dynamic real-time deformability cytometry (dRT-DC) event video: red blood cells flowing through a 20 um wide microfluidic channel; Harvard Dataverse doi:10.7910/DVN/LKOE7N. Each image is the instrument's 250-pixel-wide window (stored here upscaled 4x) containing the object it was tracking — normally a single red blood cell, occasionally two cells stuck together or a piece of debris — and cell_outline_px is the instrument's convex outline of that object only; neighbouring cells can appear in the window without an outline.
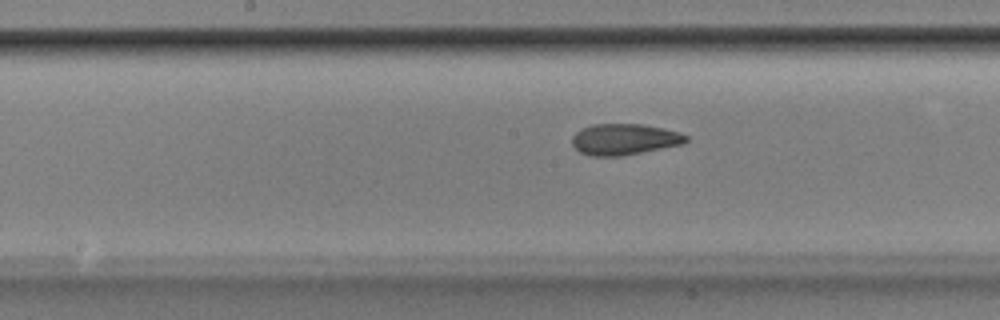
{"species": "Egyptian fruit bat (a non-hibernating species)", "species_latin": "Rousettus aegyptiacus", "temperature_condition": "room temperature", "stored_images_in_passage": 20, "camera_frame_rate_fps": 3000, "um_per_image_px": 0.085, "animal": {"sex": "male"}, "frame": {"image": 1, "passage_image": 17, "time_ms": 5.333, "image_size_px": [1000, 320], "cell_outline_px": [[688, 140], [684, 144], [624, 156], [588, 156], [580, 152], [572, 144], [572, 136], [580, 128], [592, 124], [644, 124], [664, 128], [680, 132], [688, 136]], "centroid_in_image_um": [53.08, 11.84], "position_along_channel_um": 195.1, "area_um2": 21.04}}